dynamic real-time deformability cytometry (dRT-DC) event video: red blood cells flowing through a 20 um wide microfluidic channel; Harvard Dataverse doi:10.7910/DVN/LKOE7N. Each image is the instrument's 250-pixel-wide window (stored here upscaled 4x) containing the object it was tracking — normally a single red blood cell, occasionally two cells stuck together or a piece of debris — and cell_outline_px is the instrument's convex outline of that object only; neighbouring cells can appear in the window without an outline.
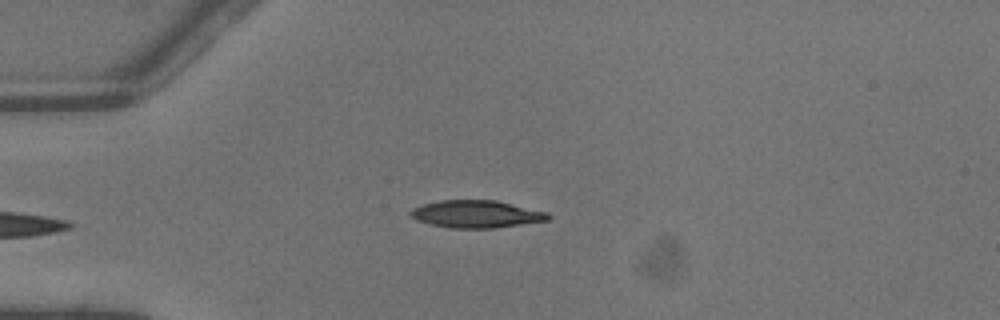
{"species": "common noctule bat (a hibernating species)", "species_latin": "Nyctalus noctula", "temperature_condition": "warm", "stored_images_in_passage": 2, "camera_frame_rate_fps": 3000, "um_per_image_px": 0.085, "animal": {"sex": "male", "body_mass_g": 13.3}, "frame": {"image": 1, "passage_image": 2, "time_ms": 0.333, "image_size_px": [1000, 320], "cell_outline_px": [[552, 216], [548, 220], [492, 228], [452, 228], [432, 224], [416, 220], [408, 212], [412, 208], [424, 204], [440, 200], [496, 200], [548, 212]], "centroid_in_image_um": [40.49, 18.19], "position_along_channel_um": 44.5, "area_um2": 21.85}}